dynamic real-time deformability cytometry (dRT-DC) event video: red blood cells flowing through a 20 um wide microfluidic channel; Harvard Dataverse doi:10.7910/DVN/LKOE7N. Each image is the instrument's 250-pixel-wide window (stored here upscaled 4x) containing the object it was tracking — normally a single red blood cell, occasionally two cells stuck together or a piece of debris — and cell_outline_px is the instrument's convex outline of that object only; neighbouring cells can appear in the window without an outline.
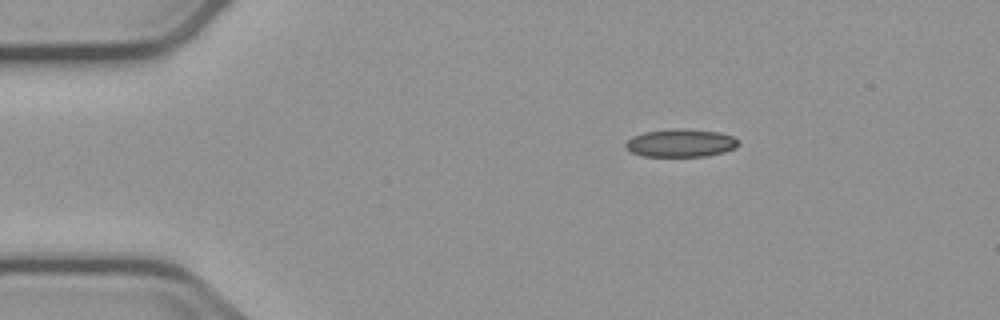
{"species": "common noctule bat (a hibernating species)", "species_latin": "Nyctalus noctula", "temperature_condition": "cold", "stored_images_in_passage": 3, "camera_frame_rate_fps": 3000, "um_per_image_px": 0.085, "animal": {"sex": "male", "body_mass_g": 23.1, "forearm_length_mm": 52.7}, "frame": {"image": 1, "passage_image": 1, "time_ms": 0.0, "image_size_px": [1000, 320], "cell_outline_px": [[740, 144], [736, 148], [724, 152], [704, 156], [644, 156], [632, 152], [624, 144], [632, 136], [644, 132], [672, 128], [684, 128], [720, 132], [732, 136], [740, 140]], "centroid_in_image_um": [57.91, 12.14], "position_along_channel_um": 27.1, "area_um2": 18.5}}
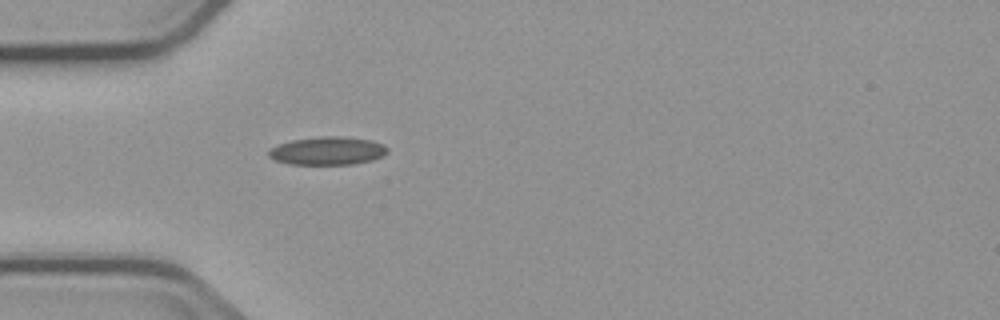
{"frame": {"image": 2, "passage_image": 3, "time_ms": 2.333, "image_size_px": [1000, 320], "cell_outline_px": [[388, 152], [384, 156], [372, 160], [352, 164], [288, 164], [276, 160], [268, 156], [268, 148], [292, 140], [320, 136], [340, 136], [372, 140], [388, 148]], "centroid_in_image_um": [27.83, 12.82], "position_along_channel_um": 57.2, "area_um2": 19.48}}